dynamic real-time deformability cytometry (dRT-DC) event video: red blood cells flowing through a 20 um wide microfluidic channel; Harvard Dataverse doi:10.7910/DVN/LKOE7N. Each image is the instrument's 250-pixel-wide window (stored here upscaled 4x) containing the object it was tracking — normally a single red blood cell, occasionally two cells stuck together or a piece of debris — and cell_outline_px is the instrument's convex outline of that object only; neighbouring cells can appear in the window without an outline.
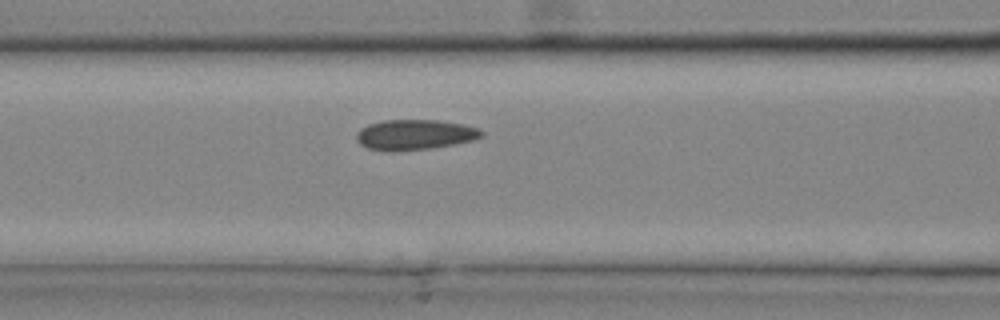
{"species": "common noctule bat (a hibernating species)", "species_latin": "Nyctalus noctula", "temperature_condition": "cold", "stored_images_in_passage": 23, "camera_frame_rate_fps": 3000, "um_per_image_px": 0.085, "animal": {"sex": "male", "body_mass_g": 20.4}, "frame": {"image": 1, "passage_image": 10, "time_ms": 3.0, "image_size_px": [1000, 320], "cell_outline_px": [[484, 136], [472, 140], [432, 148], [392, 152], [388, 152], [368, 148], [360, 144], [356, 140], [356, 132], [360, 128], [368, 124], [384, 120], [436, 120], [464, 124], [480, 128], [484, 132]], "centroid_in_image_um": [35.24, 11.45], "position_along_channel_um": 131.4, "area_um2": 22.31}}